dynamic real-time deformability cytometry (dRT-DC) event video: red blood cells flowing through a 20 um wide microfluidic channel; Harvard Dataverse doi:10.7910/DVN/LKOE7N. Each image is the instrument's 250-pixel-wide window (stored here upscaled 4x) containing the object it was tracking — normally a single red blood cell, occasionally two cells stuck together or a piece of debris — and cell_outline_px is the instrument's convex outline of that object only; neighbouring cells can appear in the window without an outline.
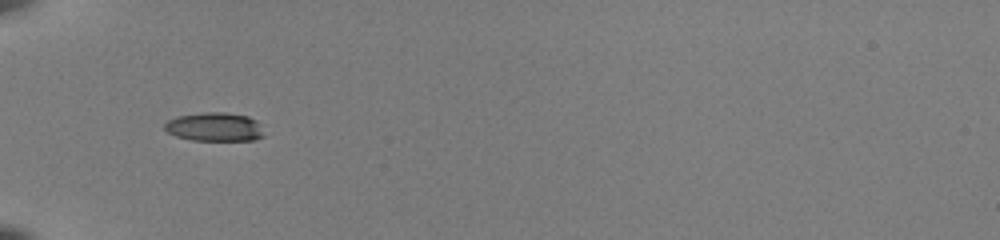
{"species": "common noctule bat (a hibernating species)", "species_latin": "Nyctalus noctula", "temperature_condition": "room temperature", "stored_images_in_passage": 34, "camera_frame_rate_fps": 3000, "um_per_image_px": 0.085, "animal": {"sex": "female", "body_mass_g": 22.0, "forearm_length_mm": 56.7}, "frame": {"image": 1, "passage_image": 1, "time_ms": 0.0, "image_size_px": [1000, 240], "cell_outline_px": [[264, 136], [256, 140], [192, 140], [176, 136], [168, 132], [164, 128], [164, 124], [168, 120], [176, 116], [204, 112], [224, 112], [248, 116], [256, 120]], "centroid_in_image_um": [18.22, 10.78], "position_along_channel_um": 66.8, "area_um2": 16.59}}
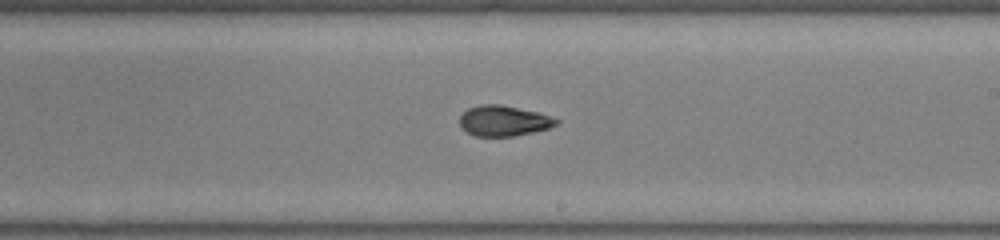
{"frame": {"image": 2, "passage_image": 15, "time_ms": 4.667, "image_size_px": [1000, 240], "cell_outline_px": [[560, 120], [556, 124], [548, 128], [532, 132], [512, 136], [472, 136], [460, 128], [460, 116], [468, 108], [480, 104], [500, 104], [536, 112]], "centroid_in_image_um": [42.74, 10.27], "position_along_channel_um": 246.3, "area_um2": 17.05}}
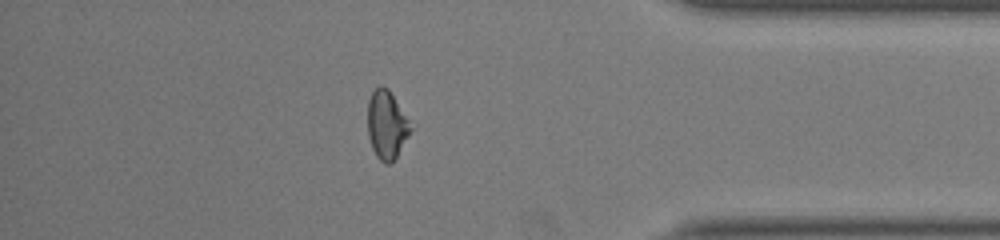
{"frame": {"image": 3, "passage_image": 28, "time_ms": 9.0, "image_size_px": [1000, 240], "cell_outline_px": [[416, 124], [396, 156], [388, 164], [384, 164], [376, 156], [372, 148], [368, 136], [368, 100], [372, 92], [380, 84], [388, 88]], "centroid_in_image_um": [32.93, 10.56], "position_along_channel_um": 402.3, "area_um2": 17.69}, "authors_computed_cell_mechanics": {"area_um2": 17.0799, "velocity_mm_per_s": 4.0133, "shape_relaxation_time_tau1_ms": 5.449, "shape_relaxation_time_tau2_ms": 2.3635, "deformation_change_tau1": 0.1851, "deformation_change_tau2": 0.0883}}